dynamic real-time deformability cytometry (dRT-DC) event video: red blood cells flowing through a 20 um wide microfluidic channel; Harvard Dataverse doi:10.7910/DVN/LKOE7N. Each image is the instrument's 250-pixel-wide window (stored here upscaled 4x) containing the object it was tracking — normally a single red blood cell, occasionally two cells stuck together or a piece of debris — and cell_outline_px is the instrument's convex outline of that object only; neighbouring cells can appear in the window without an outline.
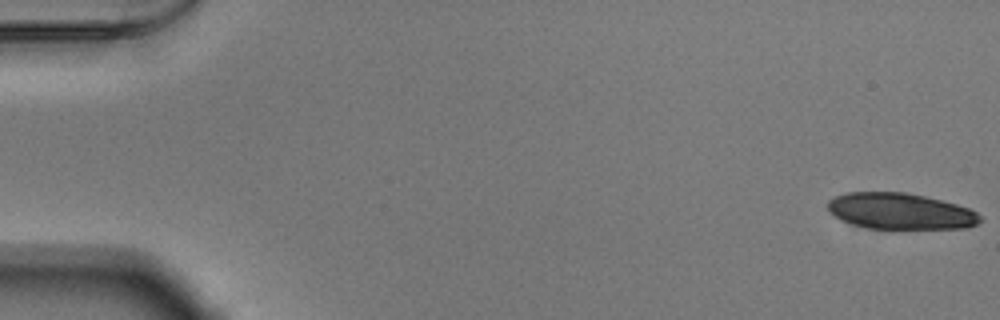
{"species": "Egyptian fruit bat (a non-hibernating species)", "species_latin": "Rousettus aegyptiacus", "temperature_condition": "warm", "stored_images_in_passage": 30, "camera_frame_rate_fps": 3000, "um_per_image_px": 0.085, "animal": {"sex": "male"}, "frame": {"image": 1, "passage_image": 1, "time_ms": 0.0, "image_size_px": [1000, 320], "cell_outline_px": [[980, 220], [976, 224], [968, 228], [892, 232], [864, 228], [840, 220], [828, 208], [828, 200], [836, 196], [848, 192], [904, 192], [924, 196], [956, 204], [968, 208], [976, 212], [980, 216]], "centroid_in_image_um": [76.54, 18.02], "position_along_channel_um": 8.5, "area_um2": 33.29}}
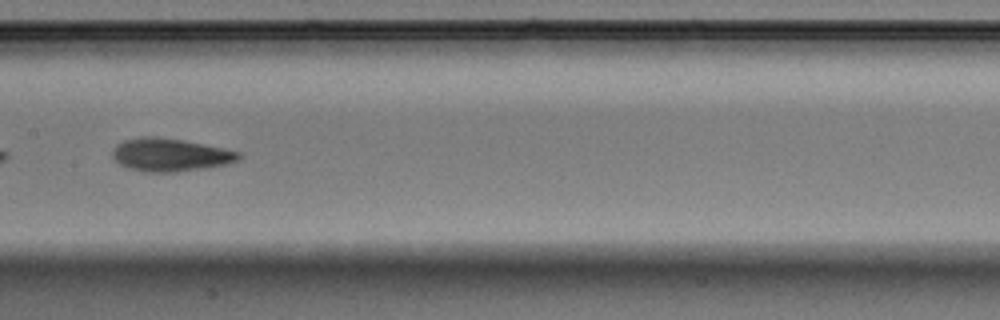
{"frame": {"image": 2, "passage_image": 28, "time_ms": 9.0, "image_size_px": [1000, 320], "cell_outline_px": [[240, 160], [228, 164], [208, 168], [176, 172], [144, 172], [128, 168], [120, 164], [112, 156], [112, 152], [116, 144], [124, 140], [156, 136], [204, 144], [224, 148], [240, 152]], "centroid_in_image_um": [14.5, 13.18], "position_along_channel_um": 192.9, "area_um2": 24.22}}